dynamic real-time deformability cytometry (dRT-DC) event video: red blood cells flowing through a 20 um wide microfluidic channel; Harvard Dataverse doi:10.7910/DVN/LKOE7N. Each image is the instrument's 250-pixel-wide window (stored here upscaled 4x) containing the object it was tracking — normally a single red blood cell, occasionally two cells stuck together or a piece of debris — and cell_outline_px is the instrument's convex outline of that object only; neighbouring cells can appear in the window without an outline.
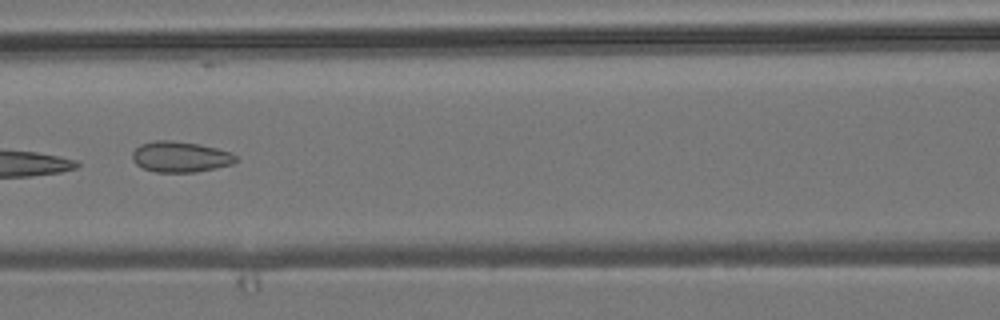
{"species": "common noctule bat (a hibernating species)", "species_latin": "Nyctalus noctula", "temperature_condition": "room temperature", "stored_images_in_passage": 7, "camera_frame_rate_fps": 3000, "um_per_image_px": 0.085, "animal": {"sex": "male", "body_mass_g": 19.2, "forearm_length_mm": 51.8}, "frame": {"image": 1, "passage_image": 6, "time_ms": 5.667, "image_size_px": [1000, 320], "cell_outline_px": [[236, 160], [232, 164], [216, 168], [196, 172], [156, 172], [144, 168], [136, 164], [132, 160], [132, 152], [140, 144], [156, 140], [172, 140], [200, 144], [232, 152], [236, 156]], "centroid_in_image_um": [15.32, 13.32], "position_along_channel_um": 151.3, "area_um2": 18.61}}